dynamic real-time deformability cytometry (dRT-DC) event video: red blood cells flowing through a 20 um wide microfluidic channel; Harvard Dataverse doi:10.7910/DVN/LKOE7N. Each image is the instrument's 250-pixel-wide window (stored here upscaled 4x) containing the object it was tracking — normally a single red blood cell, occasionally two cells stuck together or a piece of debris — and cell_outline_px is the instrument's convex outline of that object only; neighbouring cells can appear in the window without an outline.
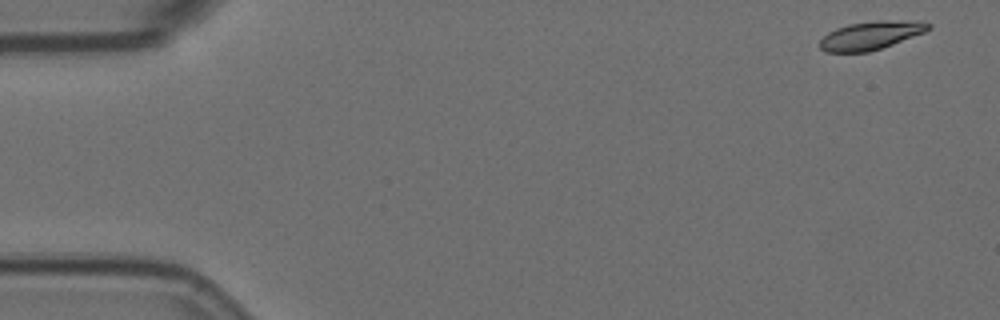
{"species": "Egyptian fruit bat (a non-hibernating species)", "species_latin": "Rousettus aegyptiacus", "temperature_condition": "room temperature", "stored_images_in_passage": 5, "segment_of_instrument_passage": [1, 2], "camera_frame_rate_fps": 3000, "um_per_image_px": 0.085, "animal": {"sex": "female"}, "frame": {"image": 1, "passage_image": 1, "time_ms": 0.0, "image_size_px": [1000, 320], "cell_outline_px": [[932, 28], [924, 32], [892, 44], [868, 52], [824, 52], [816, 44], [828, 32], [836, 28], [848, 24], [876, 20], [920, 20], [932, 24]], "centroid_in_image_um": [74.01, 2.99], "position_along_channel_um": 11.0, "area_um2": 18.15}}
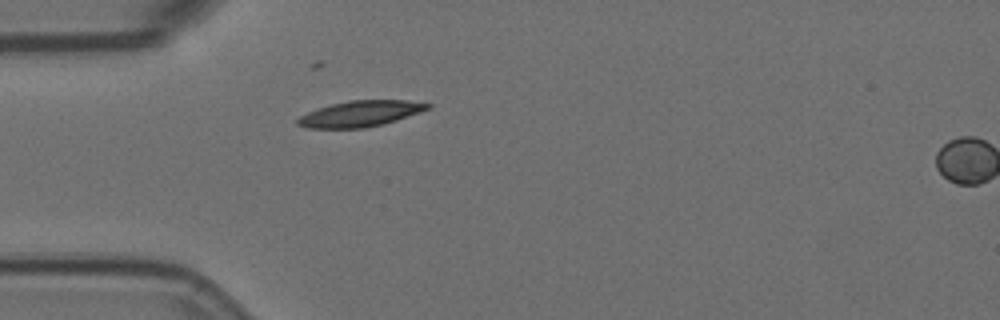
{"frame": {"image": 2, "passage_image": 4, "time_ms": 1.0, "image_size_px": [1000, 320], "cell_outline_px": [[432, 108], [396, 120], [364, 128], [308, 128], [296, 124], [296, 120], [300, 116], [316, 108], [332, 104], [352, 100], [408, 100], [432, 104]], "centroid_in_image_um": [30.63, 9.66], "position_along_channel_um": 54.4, "area_um2": 19.54}}